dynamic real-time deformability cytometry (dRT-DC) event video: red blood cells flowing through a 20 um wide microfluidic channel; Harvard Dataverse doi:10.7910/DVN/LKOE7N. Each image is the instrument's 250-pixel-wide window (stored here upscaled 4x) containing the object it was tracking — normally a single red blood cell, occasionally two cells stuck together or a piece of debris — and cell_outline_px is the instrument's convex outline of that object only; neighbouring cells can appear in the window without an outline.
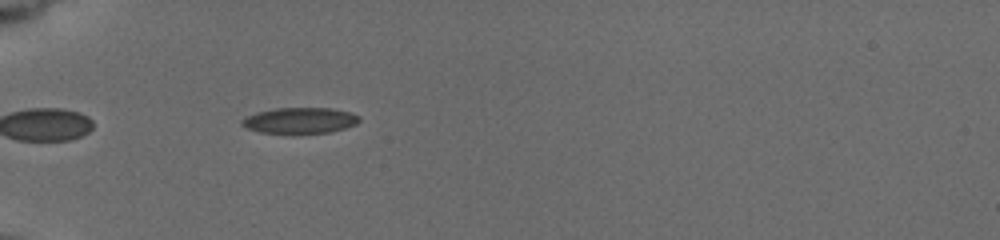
{"species": "common noctule bat (a hibernating species)", "species_latin": "Nyctalus noctula", "temperature_condition": "cold", "stored_images_in_passage": 12, "camera_frame_rate_fps": 3000, "um_per_image_px": 0.085, "animal": {"sex": "female", "body_mass_g": 19.5, "forearm_length_mm": 54.1}, "frame": {"image": 1, "passage_image": 1, "time_ms": 0.0, "image_size_px": [1000, 240], "cell_outline_px": [[360, 120], [356, 124], [332, 132], [292, 136], [260, 132], [244, 128], [240, 124], [240, 120], [256, 112], [276, 108], [332, 108], [352, 112], [360, 116]], "centroid_in_image_um": [25.47, 10.28], "position_along_channel_um": 59.5, "area_um2": 18.61}}